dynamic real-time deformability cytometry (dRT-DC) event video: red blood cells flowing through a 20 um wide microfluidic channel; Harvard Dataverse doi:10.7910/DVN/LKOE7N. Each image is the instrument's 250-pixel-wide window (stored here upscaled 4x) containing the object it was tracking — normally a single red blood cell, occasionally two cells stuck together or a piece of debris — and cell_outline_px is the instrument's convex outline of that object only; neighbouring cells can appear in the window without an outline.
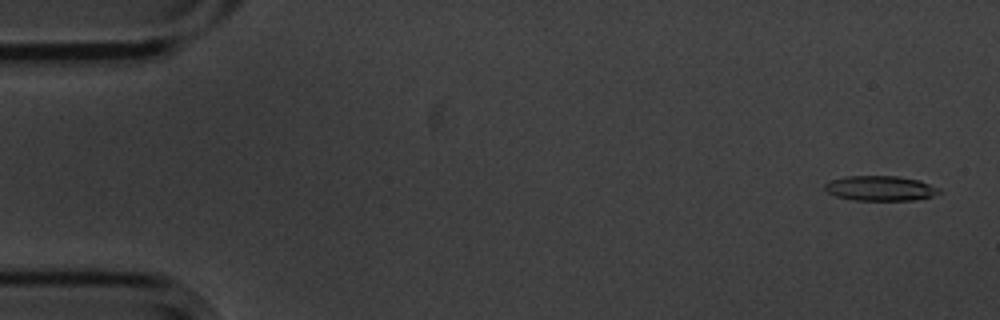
{"species": "common noctule bat (a hibernating species)", "species_latin": "Nyctalus noctula", "temperature_condition": "cold", "stored_images_in_passage": 16, "camera_frame_rate_fps": 3000, "um_per_image_px": 0.085, "animal": {"sex": "male", "body_mass_g": 20.1, "forearm_length_mm": 53.5}, "frame": {"image": 1, "passage_image": 2, "time_ms": 0.333, "image_size_px": [1000, 320], "cell_outline_px": [[940, 192], [932, 196], [912, 200], [852, 200], [836, 196], [828, 192], [824, 188], [824, 184], [832, 180], [848, 176], [896, 176], [920, 180], [940, 188]], "centroid_in_image_um": [74.83, 16.0], "position_along_channel_um": 10.2, "area_um2": 16.53}}
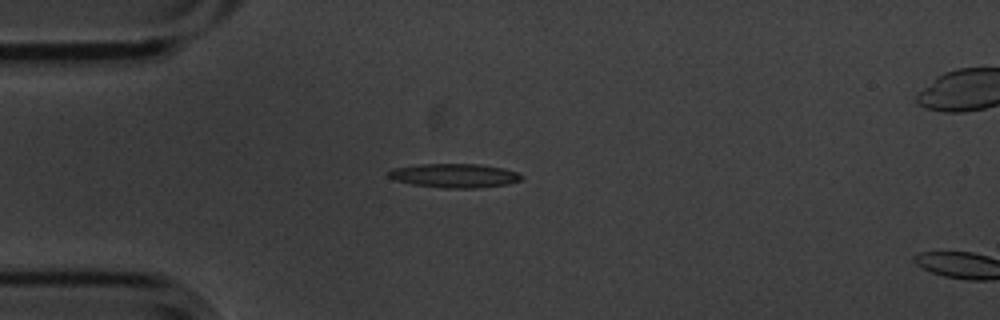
{"frame": {"image": 2, "passage_image": 14, "time_ms": 4.333, "image_size_px": [1000, 320], "cell_outline_px": [[524, 176], [520, 180], [508, 184], [476, 188], [444, 188], [412, 184], [396, 180], [388, 176], [388, 172], [392, 168], [420, 164], [480, 164], [504, 168], [516, 172]], "centroid_in_image_um": [38.64, 14.92], "position_along_channel_um": 46.4, "area_um2": 18.55}}